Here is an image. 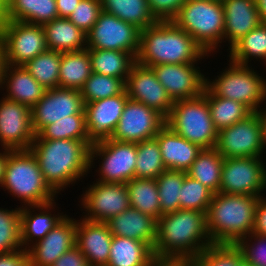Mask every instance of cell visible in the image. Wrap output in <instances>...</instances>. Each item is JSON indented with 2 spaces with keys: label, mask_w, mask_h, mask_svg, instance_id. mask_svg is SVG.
<instances>
[{
  "label": "cell",
  "mask_w": 266,
  "mask_h": 266,
  "mask_svg": "<svg viewBox=\"0 0 266 266\" xmlns=\"http://www.w3.org/2000/svg\"><path fill=\"white\" fill-rule=\"evenodd\" d=\"M212 244L205 212L178 209L157 220L153 252L162 266H169L174 261L193 260Z\"/></svg>",
  "instance_id": "1"
},
{
  "label": "cell",
  "mask_w": 266,
  "mask_h": 266,
  "mask_svg": "<svg viewBox=\"0 0 266 266\" xmlns=\"http://www.w3.org/2000/svg\"><path fill=\"white\" fill-rule=\"evenodd\" d=\"M92 144L91 140L34 139L29 149L36 157L45 181L59 195L90 174Z\"/></svg>",
  "instance_id": "2"
},
{
  "label": "cell",
  "mask_w": 266,
  "mask_h": 266,
  "mask_svg": "<svg viewBox=\"0 0 266 266\" xmlns=\"http://www.w3.org/2000/svg\"><path fill=\"white\" fill-rule=\"evenodd\" d=\"M195 40L172 21H157L140 30L136 62L146 67L160 64L200 63L210 58Z\"/></svg>",
  "instance_id": "3"
},
{
  "label": "cell",
  "mask_w": 266,
  "mask_h": 266,
  "mask_svg": "<svg viewBox=\"0 0 266 266\" xmlns=\"http://www.w3.org/2000/svg\"><path fill=\"white\" fill-rule=\"evenodd\" d=\"M259 197L215 193L206 213V226L213 244L235 245L253 231Z\"/></svg>",
  "instance_id": "4"
},
{
  "label": "cell",
  "mask_w": 266,
  "mask_h": 266,
  "mask_svg": "<svg viewBox=\"0 0 266 266\" xmlns=\"http://www.w3.org/2000/svg\"><path fill=\"white\" fill-rule=\"evenodd\" d=\"M1 188L20 207L44 205L57 200L58 194L45 181L38 161L30 149H8L4 179Z\"/></svg>",
  "instance_id": "5"
},
{
  "label": "cell",
  "mask_w": 266,
  "mask_h": 266,
  "mask_svg": "<svg viewBox=\"0 0 266 266\" xmlns=\"http://www.w3.org/2000/svg\"><path fill=\"white\" fill-rule=\"evenodd\" d=\"M172 22L187 32L206 54L215 55L223 48L224 9L221 0H186Z\"/></svg>",
  "instance_id": "6"
},
{
  "label": "cell",
  "mask_w": 266,
  "mask_h": 266,
  "mask_svg": "<svg viewBox=\"0 0 266 266\" xmlns=\"http://www.w3.org/2000/svg\"><path fill=\"white\" fill-rule=\"evenodd\" d=\"M227 62V67L218 71L214 79L206 76L205 86L215 96L241 102L252 112L262 111L266 106L265 77L251 65H239L228 59Z\"/></svg>",
  "instance_id": "7"
},
{
  "label": "cell",
  "mask_w": 266,
  "mask_h": 266,
  "mask_svg": "<svg viewBox=\"0 0 266 266\" xmlns=\"http://www.w3.org/2000/svg\"><path fill=\"white\" fill-rule=\"evenodd\" d=\"M165 123L178 135L202 149L216 146L218 130L211 119L206 86L199 97L174 101Z\"/></svg>",
  "instance_id": "8"
},
{
  "label": "cell",
  "mask_w": 266,
  "mask_h": 266,
  "mask_svg": "<svg viewBox=\"0 0 266 266\" xmlns=\"http://www.w3.org/2000/svg\"><path fill=\"white\" fill-rule=\"evenodd\" d=\"M96 160L99 167L94 174L99 177L95 181L126 183L135 178L136 143L110 138L94 142L90 147V172L96 167Z\"/></svg>",
  "instance_id": "9"
},
{
  "label": "cell",
  "mask_w": 266,
  "mask_h": 266,
  "mask_svg": "<svg viewBox=\"0 0 266 266\" xmlns=\"http://www.w3.org/2000/svg\"><path fill=\"white\" fill-rule=\"evenodd\" d=\"M215 149L223 158L265 157L263 125L260 112L218 131Z\"/></svg>",
  "instance_id": "10"
},
{
  "label": "cell",
  "mask_w": 266,
  "mask_h": 266,
  "mask_svg": "<svg viewBox=\"0 0 266 266\" xmlns=\"http://www.w3.org/2000/svg\"><path fill=\"white\" fill-rule=\"evenodd\" d=\"M0 36L4 64L24 66L48 50L42 25L7 19Z\"/></svg>",
  "instance_id": "11"
},
{
  "label": "cell",
  "mask_w": 266,
  "mask_h": 266,
  "mask_svg": "<svg viewBox=\"0 0 266 266\" xmlns=\"http://www.w3.org/2000/svg\"><path fill=\"white\" fill-rule=\"evenodd\" d=\"M263 158H224L219 192L266 196V159Z\"/></svg>",
  "instance_id": "12"
},
{
  "label": "cell",
  "mask_w": 266,
  "mask_h": 266,
  "mask_svg": "<svg viewBox=\"0 0 266 266\" xmlns=\"http://www.w3.org/2000/svg\"><path fill=\"white\" fill-rule=\"evenodd\" d=\"M90 185V186H89ZM87 185L78 201L82 218L97 222H107L130 207L126 183H106L92 181ZM84 214V215H83Z\"/></svg>",
  "instance_id": "13"
},
{
  "label": "cell",
  "mask_w": 266,
  "mask_h": 266,
  "mask_svg": "<svg viewBox=\"0 0 266 266\" xmlns=\"http://www.w3.org/2000/svg\"><path fill=\"white\" fill-rule=\"evenodd\" d=\"M139 41L140 29L103 10L87 33L88 49L125 51L135 58Z\"/></svg>",
  "instance_id": "14"
},
{
  "label": "cell",
  "mask_w": 266,
  "mask_h": 266,
  "mask_svg": "<svg viewBox=\"0 0 266 266\" xmlns=\"http://www.w3.org/2000/svg\"><path fill=\"white\" fill-rule=\"evenodd\" d=\"M165 120L154 109L143 103L128 99L110 139L138 143L155 138L160 129L166 124Z\"/></svg>",
  "instance_id": "15"
},
{
  "label": "cell",
  "mask_w": 266,
  "mask_h": 266,
  "mask_svg": "<svg viewBox=\"0 0 266 266\" xmlns=\"http://www.w3.org/2000/svg\"><path fill=\"white\" fill-rule=\"evenodd\" d=\"M84 111L85 103L80 90L60 87L48 89L31 109L33 132L36 135L48 124Z\"/></svg>",
  "instance_id": "16"
},
{
  "label": "cell",
  "mask_w": 266,
  "mask_h": 266,
  "mask_svg": "<svg viewBox=\"0 0 266 266\" xmlns=\"http://www.w3.org/2000/svg\"><path fill=\"white\" fill-rule=\"evenodd\" d=\"M199 63L160 64L150 67L157 80L164 86L172 101L199 97L206 85L204 74Z\"/></svg>",
  "instance_id": "17"
},
{
  "label": "cell",
  "mask_w": 266,
  "mask_h": 266,
  "mask_svg": "<svg viewBox=\"0 0 266 266\" xmlns=\"http://www.w3.org/2000/svg\"><path fill=\"white\" fill-rule=\"evenodd\" d=\"M34 138L31 109L16 101L0 98V148L29 149Z\"/></svg>",
  "instance_id": "18"
},
{
  "label": "cell",
  "mask_w": 266,
  "mask_h": 266,
  "mask_svg": "<svg viewBox=\"0 0 266 266\" xmlns=\"http://www.w3.org/2000/svg\"><path fill=\"white\" fill-rule=\"evenodd\" d=\"M125 90L129 99L145 104L165 119L170 114L173 101L151 68L136 62L127 77Z\"/></svg>",
  "instance_id": "19"
},
{
  "label": "cell",
  "mask_w": 266,
  "mask_h": 266,
  "mask_svg": "<svg viewBox=\"0 0 266 266\" xmlns=\"http://www.w3.org/2000/svg\"><path fill=\"white\" fill-rule=\"evenodd\" d=\"M76 245V218L67 215L43 239L30 246L29 266H51Z\"/></svg>",
  "instance_id": "20"
},
{
  "label": "cell",
  "mask_w": 266,
  "mask_h": 266,
  "mask_svg": "<svg viewBox=\"0 0 266 266\" xmlns=\"http://www.w3.org/2000/svg\"><path fill=\"white\" fill-rule=\"evenodd\" d=\"M128 99L125 90L122 94L85 104L86 129L93 143L112 136Z\"/></svg>",
  "instance_id": "21"
},
{
  "label": "cell",
  "mask_w": 266,
  "mask_h": 266,
  "mask_svg": "<svg viewBox=\"0 0 266 266\" xmlns=\"http://www.w3.org/2000/svg\"><path fill=\"white\" fill-rule=\"evenodd\" d=\"M56 204L59 205L54 200L44 205L20 207V240L23 249L27 250L34 243L43 239L67 216L66 213L57 212L59 207H56Z\"/></svg>",
  "instance_id": "22"
},
{
  "label": "cell",
  "mask_w": 266,
  "mask_h": 266,
  "mask_svg": "<svg viewBox=\"0 0 266 266\" xmlns=\"http://www.w3.org/2000/svg\"><path fill=\"white\" fill-rule=\"evenodd\" d=\"M113 235L106 222L76 219V246L90 266H106Z\"/></svg>",
  "instance_id": "23"
},
{
  "label": "cell",
  "mask_w": 266,
  "mask_h": 266,
  "mask_svg": "<svg viewBox=\"0 0 266 266\" xmlns=\"http://www.w3.org/2000/svg\"><path fill=\"white\" fill-rule=\"evenodd\" d=\"M221 2L224 9L223 43L226 42L228 51L262 22L256 0H221Z\"/></svg>",
  "instance_id": "24"
},
{
  "label": "cell",
  "mask_w": 266,
  "mask_h": 266,
  "mask_svg": "<svg viewBox=\"0 0 266 266\" xmlns=\"http://www.w3.org/2000/svg\"><path fill=\"white\" fill-rule=\"evenodd\" d=\"M0 90L4 98L21 103L30 109L43 97L46 89L24 66L4 64Z\"/></svg>",
  "instance_id": "25"
},
{
  "label": "cell",
  "mask_w": 266,
  "mask_h": 266,
  "mask_svg": "<svg viewBox=\"0 0 266 266\" xmlns=\"http://www.w3.org/2000/svg\"><path fill=\"white\" fill-rule=\"evenodd\" d=\"M166 169L187 172L202 151L198 145L178 135L166 124L155 136Z\"/></svg>",
  "instance_id": "26"
},
{
  "label": "cell",
  "mask_w": 266,
  "mask_h": 266,
  "mask_svg": "<svg viewBox=\"0 0 266 266\" xmlns=\"http://www.w3.org/2000/svg\"><path fill=\"white\" fill-rule=\"evenodd\" d=\"M106 224L113 236L136 239L155 247L157 220L135 208L129 207Z\"/></svg>",
  "instance_id": "27"
},
{
  "label": "cell",
  "mask_w": 266,
  "mask_h": 266,
  "mask_svg": "<svg viewBox=\"0 0 266 266\" xmlns=\"http://www.w3.org/2000/svg\"><path fill=\"white\" fill-rule=\"evenodd\" d=\"M106 266H162L155 258L153 248L132 238L113 236Z\"/></svg>",
  "instance_id": "28"
},
{
  "label": "cell",
  "mask_w": 266,
  "mask_h": 266,
  "mask_svg": "<svg viewBox=\"0 0 266 266\" xmlns=\"http://www.w3.org/2000/svg\"><path fill=\"white\" fill-rule=\"evenodd\" d=\"M48 50L71 52L87 49V34L68 18H56L42 25Z\"/></svg>",
  "instance_id": "29"
},
{
  "label": "cell",
  "mask_w": 266,
  "mask_h": 266,
  "mask_svg": "<svg viewBox=\"0 0 266 266\" xmlns=\"http://www.w3.org/2000/svg\"><path fill=\"white\" fill-rule=\"evenodd\" d=\"M8 20L43 25L59 17L56 0H7Z\"/></svg>",
  "instance_id": "30"
},
{
  "label": "cell",
  "mask_w": 266,
  "mask_h": 266,
  "mask_svg": "<svg viewBox=\"0 0 266 266\" xmlns=\"http://www.w3.org/2000/svg\"><path fill=\"white\" fill-rule=\"evenodd\" d=\"M92 74L89 50L62 53L59 71V87L81 90Z\"/></svg>",
  "instance_id": "31"
},
{
  "label": "cell",
  "mask_w": 266,
  "mask_h": 266,
  "mask_svg": "<svg viewBox=\"0 0 266 266\" xmlns=\"http://www.w3.org/2000/svg\"><path fill=\"white\" fill-rule=\"evenodd\" d=\"M92 72L122 79L125 83L136 58L125 51L88 49Z\"/></svg>",
  "instance_id": "32"
},
{
  "label": "cell",
  "mask_w": 266,
  "mask_h": 266,
  "mask_svg": "<svg viewBox=\"0 0 266 266\" xmlns=\"http://www.w3.org/2000/svg\"><path fill=\"white\" fill-rule=\"evenodd\" d=\"M227 52L228 60L236 64L251 65L249 62L256 59L255 61L262 62L266 66V24L261 23L251 30Z\"/></svg>",
  "instance_id": "33"
},
{
  "label": "cell",
  "mask_w": 266,
  "mask_h": 266,
  "mask_svg": "<svg viewBox=\"0 0 266 266\" xmlns=\"http://www.w3.org/2000/svg\"><path fill=\"white\" fill-rule=\"evenodd\" d=\"M130 207L156 220L161 217L159 191L156 179L133 178L126 182Z\"/></svg>",
  "instance_id": "34"
},
{
  "label": "cell",
  "mask_w": 266,
  "mask_h": 266,
  "mask_svg": "<svg viewBox=\"0 0 266 266\" xmlns=\"http://www.w3.org/2000/svg\"><path fill=\"white\" fill-rule=\"evenodd\" d=\"M102 10L143 30L157 22L147 0H101Z\"/></svg>",
  "instance_id": "35"
},
{
  "label": "cell",
  "mask_w": 266,
  "mask_h": 266,
  "mask_svg": "<svg viewBox=\"0 0 266 266\" xmlns=\"http://www.w3.org/2000/svg\"><path fill=\"white\" fill-rule=\"evenodd\" d=\"M224 158L215 148L202 149L187 171L194 180L200 181L214 194L219 193Z\"/></svg>",
  "instance_id": "36"
},
{
  "label": "cell",
  "mask_w": 266,
  "mask_h": 266,
  "mask_svg": "<svg viewBox=\"0 0 266 266\" xmlns=\"http://www.w3.org/2000/svg\"><path fill=\"white\" fill-rule=\"evenodd\" d=\"M206 100L208 101L212 122L218 131L230 127L252 113L243 103L215 96L207 87Z\"/></svg>",
  "instance_id": "37"
},
{
  "label": "cell",
  "mask_w": 266,
  "mask_h": 266,
  "mask_svg": "<svg viewBox=\"0 0 266 266\" xmlns=\"http://www.w3.org/2000/svg\"><path fill=\"white\" fill-rule=\"evenodd\" d=\"M62 52L47 50L31 59L24 67L46 90L59 87Z\"/></svg>",
  "instance_id": "38"
},
{
  "label": "cell",
  "mask_w": 266,
  "mask_h": 266,
  "mask_svg": "<svg viewBox=\"0 0 266 266\" xmlns=\"http://www.w3.org/2000/svg\"><path fill=\"white\" fill-rule=\"evenodd\" d=\"M34 139L90 140L86 129L85 113L67 116L43 127Z\"/></svg>",
  "instance_id": "39"
},
{
  "label": "cell",
  "mask_w": 266,
  "mask_h": 266,
  "mask_svg": "<svg viewBox=\"0 0 266 266\" xmlns=\"http://www.w3.org/2000/svg\"><path fill=\"white\" fill-rule=\"evenodd\" d=\"M135 178L156 179L166 170L156 138L136 143Z\"/></svg>",
  "instance_id": "40"
},
{
  "label": "cell",
  "mask_w": 266,
  "mask_h": 266,
  "mask_svg": "<svg viewBox=\"0 0 266 266\" xmlns=\"http://www.w3.org/2000/svg\"><path fill=\"white\" fill-rule=\"evenodd\" d=\"M187 172L166 169L157 178L161 216L180 209L179 196Z\"/></svg>",
  "instance_id": "41"
},
{
  "label": "cell",
  "mask_w": 266,
  "mask_h": 266,
  "mask_svg": "<svg viewBox=\"0 0 266 266\" xmlns=\"http://www.w3.org/2000/svg\"><path fill=\"white\" fill-rule=\"evenodd\" d=\"M125 91L122 79L92 72L80 90L84 103L113 97Z\"/></svg>",
  "instance_id": "42"
},
{
  "label": "cell",
  "mask_w": 266,
  "mask_h": 266,
  "mask_svg": "<svg viewBox=\"0 0 266 266\" xmlns=\"http://www.w3.org/2000/svg\"><path fill=\"white\" fill-rule=\"evenodd\" d=\"M8 209L0 207V254L22 249L20 240V206Z\"/></svg>",
  "instance_id": "43"
},
{
  "label": "cell",
  "mask_w": 266,
  "mask_h": 266,
  "mask_svg": "<svg viewBox=\"0 0 266 266\" xmlns=\"http://www.w3.org/2000/svg\"><path fill=\"white\" fill-rule=\"evenodd\" d=\"M213 194L200 181L186 175L179 196L180 209L197 210L207 213Z\"/></svg>",
  "instance_id": "44"
},
{
  "label": "cell",
  "mask_w": 266,
  "mask_h": 266,
  "mask_svg": "<svg viewBox=\"0 0 266 266\" xmlns=\"http://www.w3.org/2000/svg\"><path fill=\"white\" fill-rule=\"evenodd\" d=\"M241 259V251L235 245L212 244L193 261L198 266H236Z\"/></svg>",
  "instance_id": "45"
},
{
  "label": "cell",
  "mask_w": 266,
  "mask_h": 266,
  "mask_svg": "<svg viewBox=\"0 0 266 266\" xmlns=\"http://www.w3.org/2000/svg\"><path fill=\"white\" fill-rule=\"evenodd\" d=\"M235 246L251 266H266V236L251 233L241 238Z\"/></svg>",
  "instance_id": "46"
},
{
  "label": "cell",
  "mask_w": 266,
  "mask_h": 266,
  "mask_svg": "<svg viewBox=\"0 0 266 266\" xmlns=\"http://www.w3.org/2000/svg\"><path fill=\"white\" fill-rule=\"evenodd\" d=\"M101 11V0H80L68 19L87 34Z\"/></svg>",
  "instance_id": "47"
},
{
  "label": "cell",
  "mask_w": 266,
  "mask_h": 266,
  "mask_svg": "<svg viewBox=\"0 0 266 266\" xmlns=\"http://www.w3.org/2000/svg\"><path fill=\"white\" fill-rule=\"evenodd\" d=\"M151 14L157 21H172L185 0H147Z\"/></svg>",
  "instance_id": "48"
},
{
  "label": "cell",
  "mask_w": 266,
  "mask_h": 266,
  "mask_svg": "<svg viewBox=\"0 0 266 266\" xmlns=\"http://www.w3.org/2000/svg\"><path fill=\"white\" fill-rule=\"evenodd\" d=\"M51 266H90L85 255L75 245L62 256H60Z\"/></svg>",
  "instance_id": "49"
},
{
  "label": "cell",
  "mask_w": 266,
  "mask_h": 266,
  "mask_svg": "<svg viewBox=\"0 0 266 266\" xmlns=\"http://www.w3.org/2000/svg\"><path fill=\"white\" fill-rule=\"evenodd\" d=\"M257 235L266 236V197H259L254 217L253 231Z\"/></svg>",
  "instance_id": "50"
},
{
  "label": "cell",
  "mask_w": 266,
  "mask_h": 266,
  "mask_svg": "<svg viewBox=\"0 0 266 266\" xmlns=\"http://www.w3.org/2000/svg\"><path fill=\"white\" fill-rule=\"evenodd\" d=\"M0 266H29V255L25 249L0 254Z\"/></svg>",
  "instance_id": "51"
},
{
  "label": "cell",
  "mask_w": 266,
  "mask_h": 266,
  "mask_svg": "<svg viewBox=\"0 0 266 266\" xmlns=\"http://www.w3.org/2000/svg\"><path fill=\"white\" fill-rule=\"evenodd\" d=\"M80 0H56L59 18H68Z\"/></svg>",
  "instance_id": "52"
},
{
  "label": "cell",
  "mask_w": 266,
  "mask_h": 266,
  "mask_svg": "<svg viewBox=\"0 0 266 266\" xmlns=\"http://www.w3.org/2000/svg\"><path fill=\"white\" fill-rule=\"evenodd\" d=\"M7 156H8V149L0 148V189L3 183V179H4Z\"/></svg>",
  "instance_id": "53"
},
{
  "label": "cell",
  "mask_w": 266,
  "mask_h": 266,
  "mask_svg": "<svg viewBox=\"0 0 266 266\" xmlns=\"http://www.w3.org/2000/svg\"><path fill=\"white\" fill-rule=\"evenodd\" d=\"M261 22L266 24V0H256Z\"/></svg>",
  "instance_id": "54"
},
{
  "label": "cell",
  "mask_w": 266,
  "mask_h": 266,
  "mask_svg": "<svg viewBox=\"0 0 266 266\" xmlns=\"http://www.w3.org/2000/svg\"><path fill=\"white\" fill-rule=\"evenodd\" d=\"M6 5H7V0H0V29L3 27V25L7 21Z\"/></svg>",
  "instance_id": "55"
},
{
  "label": "cell",
  "mask_w": 266,
  "mask_h": 266,
  "mask_svg": "<svg viewBox=\"0 0 266 266\" xmlns=\"http://www.w3.org/2000/svg\"><path fill=\"white\" fill-rule=\"evenodd\" d=\"M169 266H198L193 260L174 261Z\"/></svg>",
  "instance_id": "56"
},
{
  "label": "cell",
  "mask_w": 266,
  "mask_h": 266,
  "mask_svg": "<svg viewBox=\"0 0 266 266\" xmlns=\"http://www.w3.org/2000/svg\"><path fill=\"white\" fill-rule=\"evenodd\" d=\"M260 114H261L262 125H263L264 145L266 149V106L262 111H260Z\"/></svg>",
  "instance_id": "57"
},
{
  "label": "cell",
  "mask_w": 266,
  "mask_h": 266,
  "mask_svg": "<svg viewBox=\"0 0 266 266\" xmlns=\"http://www.w3.org/2000/svg\"><path fill=\"white\" fill-rule=\"evenodd\" d=\"M3 65H4L3 48H2V39H1V36H0V81H1V74H2Z\"/></svg>",
  "instance_id": "58"
},
{
  "label": "cell",
  "mask_w": 266,
  "mask_h": 266,
  "mask_svg": "<svg viewBox=\"0 0 266 266\" xmlns=\"http://www.w3.org/2000/svg\"><path fill=\"white\" fill-rule=\"evenodd\" d=\"M236 266H251L246 260L243 258L237 263Z\"/></svg>",
  "instance_id": "59"
}]
</instances>
